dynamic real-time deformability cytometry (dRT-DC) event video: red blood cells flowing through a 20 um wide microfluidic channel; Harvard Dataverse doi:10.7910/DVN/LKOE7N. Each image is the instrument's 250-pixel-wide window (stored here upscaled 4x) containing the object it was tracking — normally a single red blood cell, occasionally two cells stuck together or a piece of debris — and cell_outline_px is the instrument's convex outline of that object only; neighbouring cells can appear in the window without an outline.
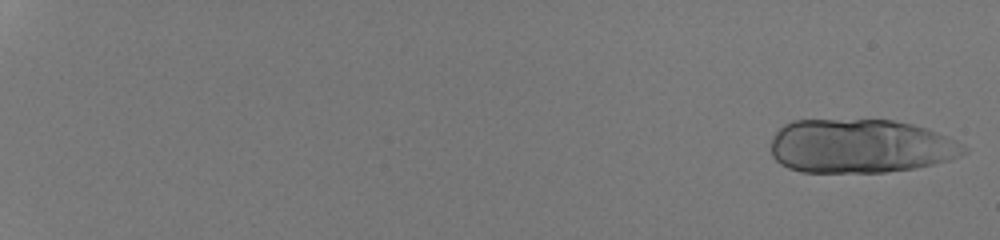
{"species": "human", "species_latin": "Homo sapiens", "temperature_condition": "room temperature", "stored_images_in_passage": 26, "camera_frame_rate_fps": 3000, "um_per_image_px": 0.085, "donor": {"sex": "male"}, "frame": {"image": 1, "passage_image": 1, "time_ms": 0.0, "image_size_px": [1000, 240], "cell_outline_px": [[968, 152], [952, 160], [916, 168], [884, 172], [800, 172], [788, 168], [780, 164], [772, 156], [772, 136], [784, 124], [792, 120], [892, 120], [912, 124], [928, 128], [948, 136], [968, 148]], "centroid_in_image_um": [73.15, 12.42], "position_along_channel_um": 11.8, "area_um2": 61.15}}
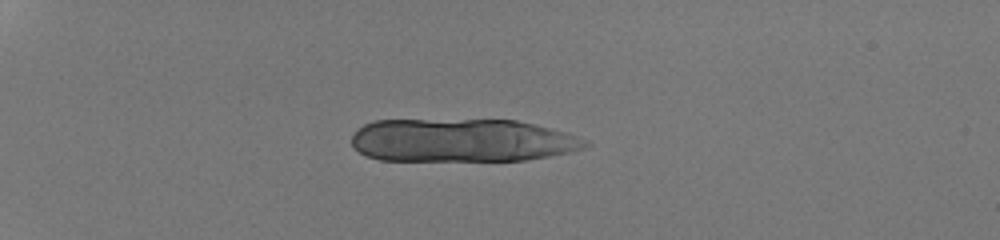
{"frame": {"image": 2, "passage_image": 16, "time_ms": 5.0, "image_size_px": [1000, 240], "cell_outline_px": [[592, 144], [584, 148], [568, 152], [548, 156], [524, 160], [380, 160], [364, 156], [352, 148], [352, 136], [364, 124], [372, 120], [516, 120], [568, 132]], "centroid_in_image_um": [39.23, 11.93], "position_along_channel_um": 45.8, "area_um2": 58.9}}